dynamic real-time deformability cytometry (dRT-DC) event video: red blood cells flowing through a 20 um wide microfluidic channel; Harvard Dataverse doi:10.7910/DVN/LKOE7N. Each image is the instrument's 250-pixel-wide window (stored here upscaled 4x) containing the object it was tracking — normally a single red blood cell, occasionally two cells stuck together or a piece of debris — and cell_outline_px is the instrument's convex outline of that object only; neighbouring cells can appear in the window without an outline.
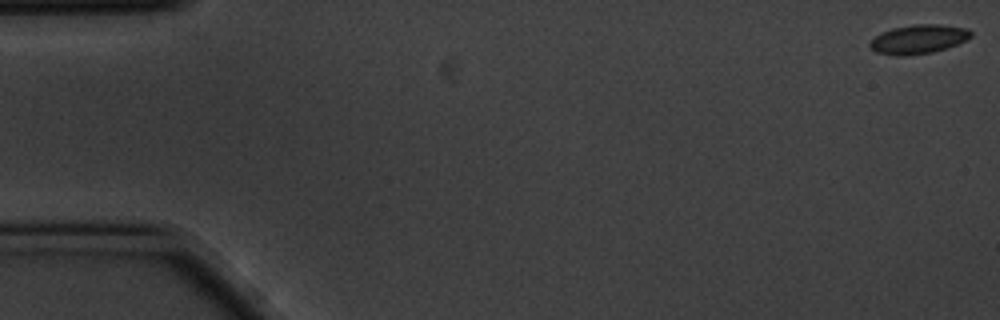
{"species": "common noctule bat (a hibernating species)", "species_latin": "Nyctalus noctula", "temperature_condition": "cold", "stored_images_in_passage": 58, "camera_frame_rate_fps": 3000, "um_per_image_px": 0.085, "animal": {"sex": "male", "body_mass_g": 20.1, "forearm_length_mm": 53.5}, "frame": {"image": 1, "passage_image": 1, "time_ms": 0.0, "image_size_px": [1000, 320], "cell_outline_px": [[972, 36], [968, 40], [932, 52], [904, 56], [900, 56], [876, 52], [868, 44], [880, 32], [892, 28], [916, 24], [940, 24], [968, 28], [972, 32]], "centroid_in_image_um": [78.09, 3.32], "position_along_channel_um": 6.9, "area_um2": 17.05}}
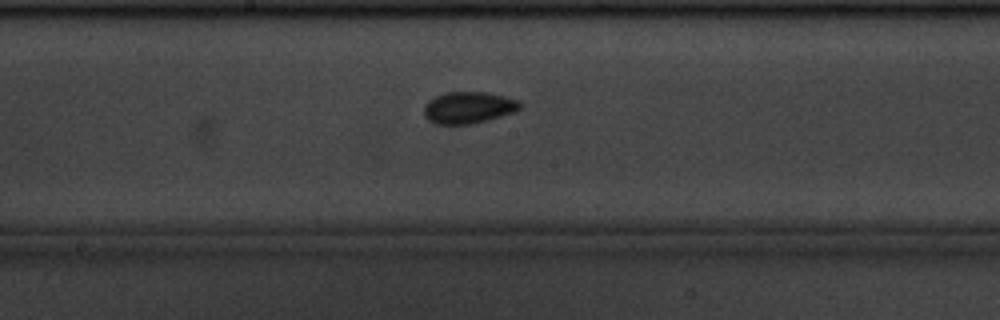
{"frame": {"image": 2, "passage_image": 30, "time_ms": 9.667, "image_size_px": [1000, 320], "cell_outline_px": [[524, 104], [516, 112], [488, 120], [472, 124], [436, 124], [428, 120], [424, 116], [424, 104], [428, 100], [444, 92], [488, 92], [520, 100]], "centroid_in_image_um": [39.85, 9.14], "position_along_channel_um": 208.4, "area_um2": 18.09}}
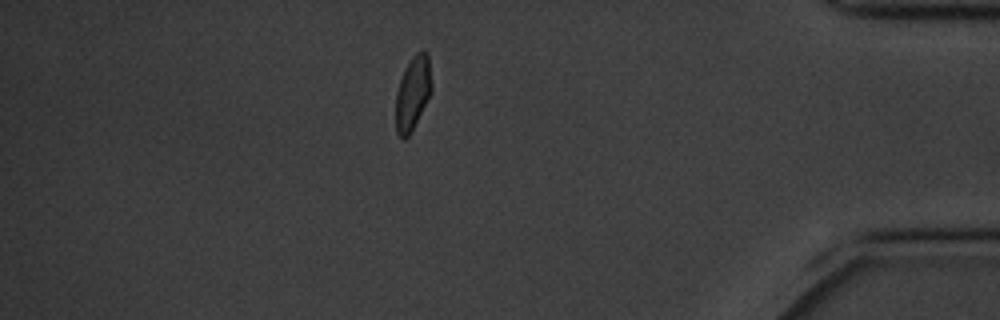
{"frame": {"image": 3, "passage_image": 50, "time_ms": 16.333, "image_size_px": [1000, 320], "cell_outline_px": [[432, 92], [412, 132], [404, 140], [396, 132], [396, 92], [404, 68], [412, 56], [416, 52], [428, 52], [432, 84]], "centroid_in_image_um": [35.09, 7.92], "position_along_channel_um": 400.1, "area_um2": 15.66}, "authors_computed_cell_mechanics": {"area_um2": 16.473, "velocity_mm_per_s": 3.4732, "shape_relaxation_time_tau1_ms": 3.3683, "shape_relaxation_time_tau2_ms": 2.0285, "deformation_change_tau1": 0.0829, "deformation_change_tau2": 0.0395}}